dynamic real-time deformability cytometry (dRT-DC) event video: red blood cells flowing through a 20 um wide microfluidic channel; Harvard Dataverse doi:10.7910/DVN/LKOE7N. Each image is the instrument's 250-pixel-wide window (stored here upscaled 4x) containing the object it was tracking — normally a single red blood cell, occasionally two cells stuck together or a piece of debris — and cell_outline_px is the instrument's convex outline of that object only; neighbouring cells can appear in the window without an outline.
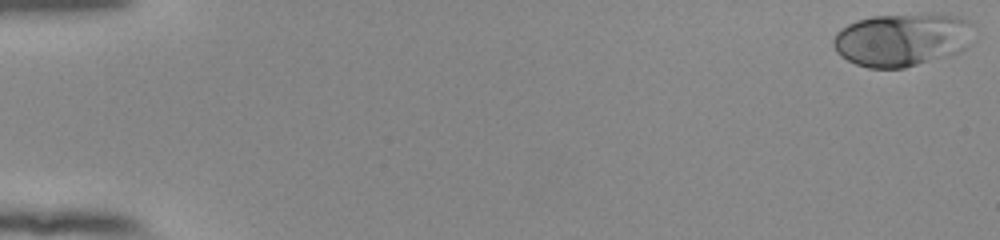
{"species": "human", "species_latin": "Homo sapiens", "temperature_condition": "room temperature", "stored_images_in_passage": 54, "camera_frame_rate_fps": 3000, "um_per_image_px": 0.085, "donor": {"sex": "female"}, "frame": {"image": 1, "passage_image": 1, "time_ms": 0.0, "image_size_px": [1000, 240], "cell_outline_px": [[972, 44], [960, 52], [952, 56], [904, 68], [868, 68], [856, 64], [840, 56], [836, 52], [832, 44], [832, 40], [836, 32], [840, 28], [856, 20], [872, 16], [928, 12], [960, 16], [968, 20], [972, 24]], "centroid_in_image_um": [76.72, 3.35], "position_along_channel_um": 8.3, "area_um2": 44.74}}
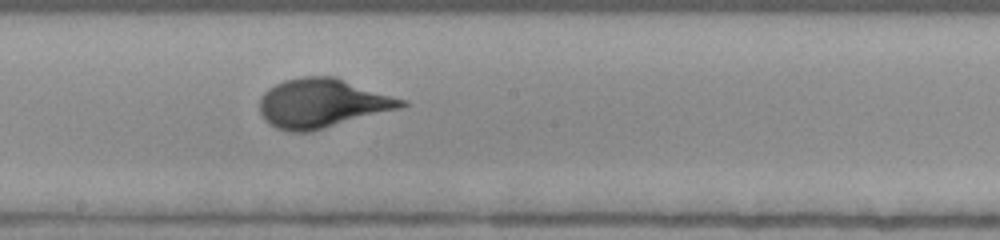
{"frame": {"image": 2, "passage_image": 31, "time_ms": 10.0, "image_size_px": [1000, 240], "cell_outline_px": [[408, 104], [400, 108], [308, 132], [288, 132], [276, 128], [268, 124], [264, 120], [260, 112], [260, 96], [268, 88], [284, 80], [300, 76], [336, 76], [408, 100]], "centroid_in_image_um": [27.38, 8.76], "position_along_channel_um": 220.8, "area_um2": 40.81}}
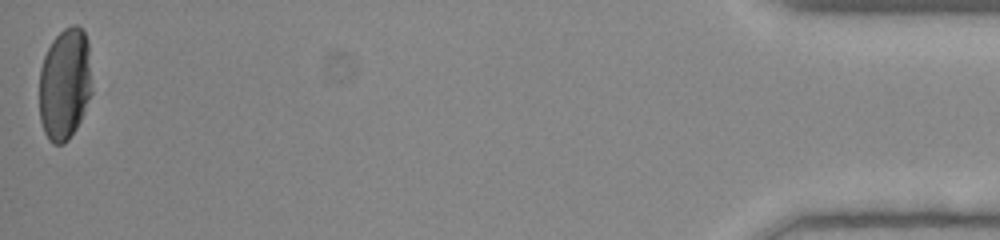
{"frame": {"image": 3, "passage_image": 54, "time_ms": 17.667, "image_size_px": [1000, 240], "cell_outline_px": [[92, 92], [84, 112], [76, 128], [68, 140], [64, 144], [52, 144], [48, 140], [44, 132], [40, 120], [40, 68], [44, 56], [52, 40], [64, 28], [72, 24], [76, 24], [84, 32], [88, 40], [92, 88]], "centroid_in_image_um": [5.51, 7.15], "position_along_channel_um": 429.7, "area_um2": 34.62}, "authors_computed_cell_mechanics": {"area_um2": 39.015, "velocity_mm_per_s": 3.855, "shape_relaxation_time_tau1_ms": 3.3113, "shape_relaxation_time_tau2_ms": null, "deformation_change_tau1": 0.1758, "deformation_change_tau2": null}}